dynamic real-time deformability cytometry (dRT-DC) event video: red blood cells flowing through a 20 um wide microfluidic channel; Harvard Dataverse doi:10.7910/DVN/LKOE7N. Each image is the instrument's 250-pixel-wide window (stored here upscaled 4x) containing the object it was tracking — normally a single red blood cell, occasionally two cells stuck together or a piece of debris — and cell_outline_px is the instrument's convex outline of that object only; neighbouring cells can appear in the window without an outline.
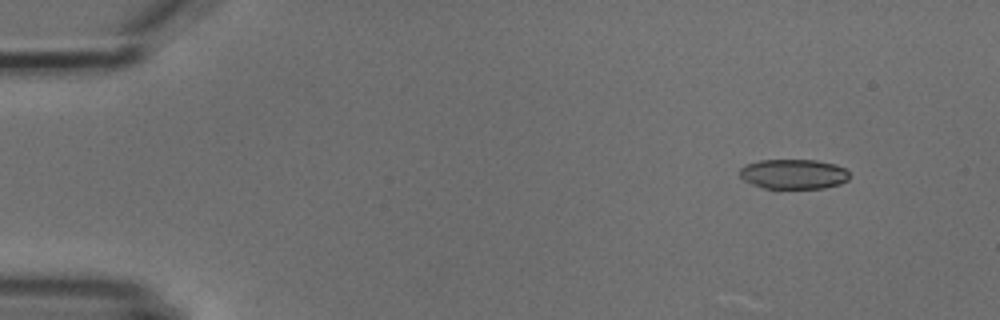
{"species": "common noctule bat (a hibernating species)", "species_latin": "Nyctalus noctula", "temperature_condition": "cold", "stored_images_in_passage": 5, "camera_frame_rate_fps": 3000, "um_per_image_px": 0.085, "animal": {"sex": "male", "body_mass_g": 18.8}, "frame": {"image": 1, "passage_image": 2, "time_ms": 1.0, "image_size_px": [1000, 320], "cell_outline_px": [[848, 180], [840, 184], [824, 188], [764, 188], [752, 184], [744, 180], [740, 176], [740, 168], [748, 164], [760, 160], [816, 160], [836, 164], [844, 168], [848, 172]], "centroid_in_image_um": [67.46, 14.79], "position_along_channel_um": 17.5, "area_um2": 19.02}}
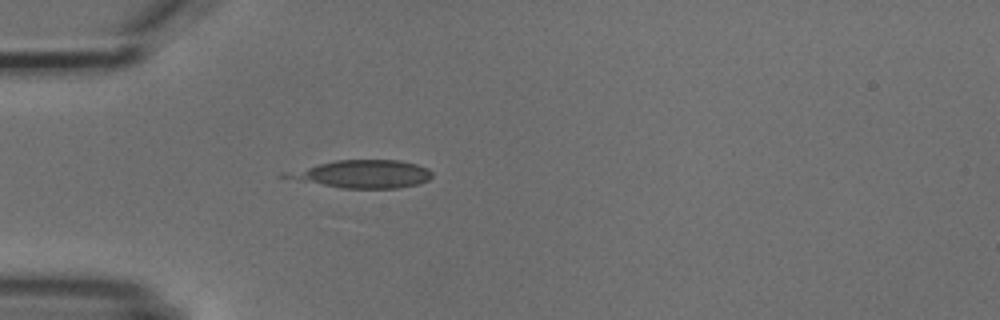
{"frame": {"image": 2, "passage_image": 5, "time_ms": 4.333, "image_size_px": [1000, 320], "cell_outline_px": [[432, 176], [428, 180], [420, 184], [400, 188], [340, 188], [276, 176], [280, 172], [336, 160], [400, 160], [416, 164], [428, 168], [432, 172]], "centroid_in_image_um": [30.76, 14.79], "position_along_channel_um": 54.2, "area_um2": 23.99}}